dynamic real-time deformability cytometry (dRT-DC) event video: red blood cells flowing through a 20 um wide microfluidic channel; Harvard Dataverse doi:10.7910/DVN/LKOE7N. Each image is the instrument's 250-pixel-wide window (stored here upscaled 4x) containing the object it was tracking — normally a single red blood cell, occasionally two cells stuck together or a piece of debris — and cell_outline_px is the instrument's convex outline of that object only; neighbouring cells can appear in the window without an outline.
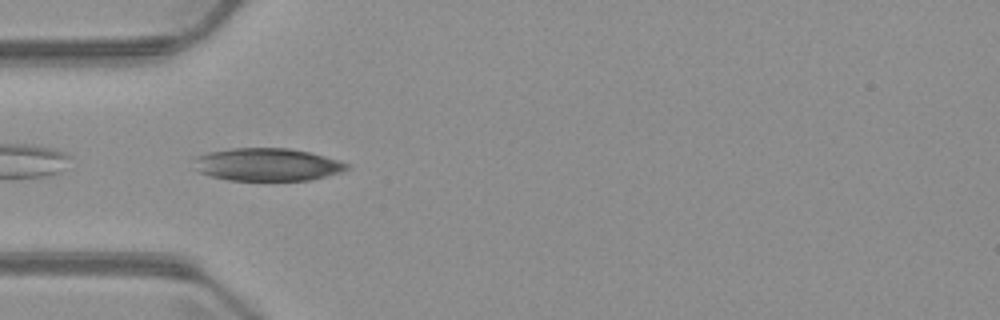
{"species": "common noctule bat (a hibernating species)", "species_latin": "Nyctalus noctula", "temperature_condition": "warm", "stored_images_in_passage": 6, "camera_frame_rate_fps": 3000, "um_per_image_px": 0.085, "animal": {"sex": "male", "body_mass_g": 23.1, "forearm_length_mm": 52.7}, "frame": {"image": 1, "passage_image": 4, "time_ms": 3.333, "image_size_px": [1000, 320], "cell_outline_px": [[352, 164], [344, 172], [308, 180], [228, 180], [212, 176], [200, 172], [196, 168], [192, 156], [208, 152], [232, 148], [288, 148], [308, 152], [340, 160]], "centroid_in_image_um": [22.73, 13.98], "position_along_channel_um": 62.3, "area_um2": 29.3}}